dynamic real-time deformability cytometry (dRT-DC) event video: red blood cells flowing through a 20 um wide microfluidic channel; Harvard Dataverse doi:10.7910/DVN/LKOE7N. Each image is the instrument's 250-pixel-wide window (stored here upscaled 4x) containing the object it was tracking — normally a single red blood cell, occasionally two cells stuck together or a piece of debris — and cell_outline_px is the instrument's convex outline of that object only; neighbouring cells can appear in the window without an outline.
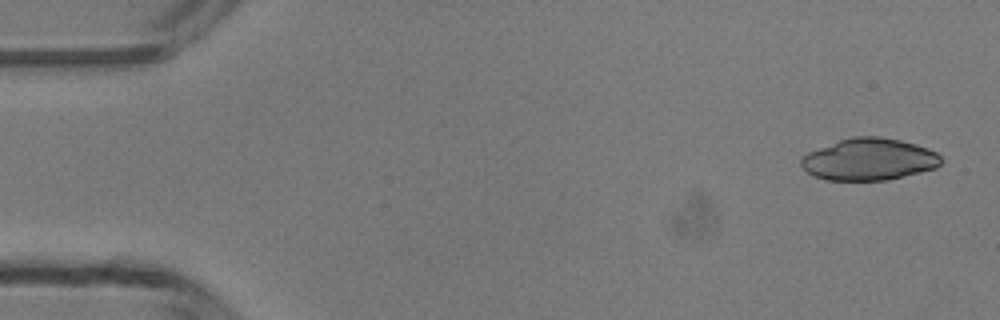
{"species": "common noctule bat (a hibernating species)", "species_latin": "Nyctalus noctula", "temperature_condition": "room temperature", "stored_images_in_passage": 47, "camera_frame_rate_fps": 3000, "um_per_image_px": 0.085, "animal": {"sex": "male", "body_mass_g": 13.3}, "frame": {"image": 1, "passage_image": 1, "time_ms": 0.0, "image_size_px": [1000, 320], "cell_outline_px": [[940, 164], [936, 168], [888, 180], [828, 180], [812, 176], [800, 164], [800, 160], [808, 152], [840, 140], [852, 136], [876, 136], [900, 140], [916, 144], [928, 148], [936, 152], [940, 156]], "centroid_in_image_um": [73.87, 13.55], "position_along_channel_um": 11.1, "area_um2": 34.04}}